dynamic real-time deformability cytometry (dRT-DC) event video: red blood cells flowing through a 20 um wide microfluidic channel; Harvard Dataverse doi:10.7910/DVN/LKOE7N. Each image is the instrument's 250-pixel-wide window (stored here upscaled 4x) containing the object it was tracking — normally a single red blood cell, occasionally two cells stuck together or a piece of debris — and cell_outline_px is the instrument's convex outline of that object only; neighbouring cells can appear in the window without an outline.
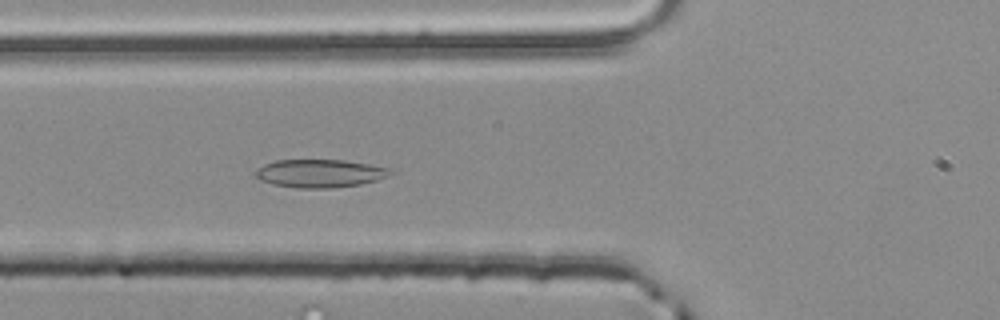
{"species": "common noctule bat (a hibernating species)", "species_latin": "Nyctalus noctula", "temperature_condition": "room temperature", "stored_images_in_passage": 19, "camera_frame_rate_fps": 3000, "um_per_image_px": 0.085, "animal": {"sex": "male", "body_mass_g": 20.4}, "frame": {"image": 1, "passage_image": 15, "time_ms": 4.667, "image_size_px": [1000, 320], "cell_outline_px": [[392, 172], [388, 176], [376, 180], [360, 184], [332, 188], [296, 188], [272, 184], [260, 180], [256, 176], [256, 172], [264, 164], [276, 160], [344, 160], [392, 168]], "centroid_in_image_um": [27.2, 14.74], "position_along_channel_um": 98.6, "area_um2": 21.96}}
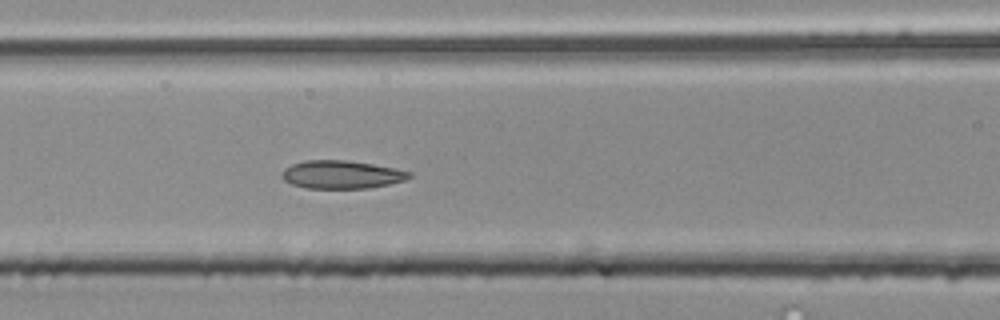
{"frame": {"image": 2, "passage_image": 18, "time_ms": 5.667, "image_size_px": [1000, 320], "cell_outline_px": [[412, 176], [404, 180], [388, 184], [368, 188], [304, 188], [292, 184], [284, 180], [280, 176], [284, 168], [292, 164], [304, 160], [344, 160], [372, 164], [396, 168], [412, 172]], "centroid_in_image_um": [29.01, 14.83], "position_along_channel_um": 137.6, "area_um2": 20.87}}